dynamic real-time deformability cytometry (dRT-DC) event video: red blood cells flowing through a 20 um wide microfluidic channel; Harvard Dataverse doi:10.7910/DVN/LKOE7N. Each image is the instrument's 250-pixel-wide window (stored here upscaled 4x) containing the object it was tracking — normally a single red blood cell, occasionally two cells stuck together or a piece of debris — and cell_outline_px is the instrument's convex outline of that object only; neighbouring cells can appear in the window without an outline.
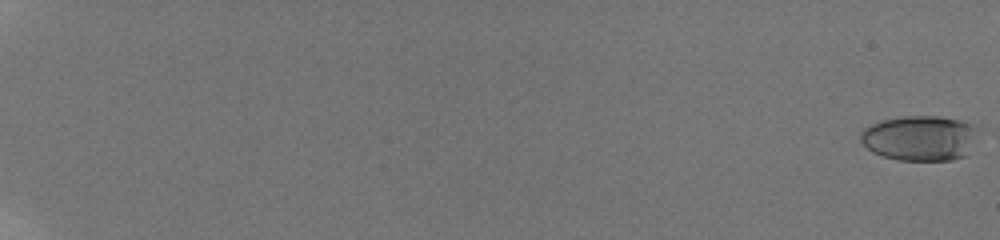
{"species": "human", "species_latin": "Homo sapiens", "temperature_condition": "room temperature", "stored_images_in_passage": 60, "camera_frame_rate_fps": 3000, "um_per_image_px": 0.085, "donor": {"sex": "male"}, "frame": {"image": 1, "passage_image": 1, "time_ms": 0.0, "image_size_px": [1000, 240], "cell_outline_px": [[980, 128], [964, 156], [952, 160], [896, 160], [872, 152], [860, 140], [860, 132], [864, 128], [872, 124], [884, 120], [900, 116], [940, 116], [960, 120], [972, 124]], "centroid_in_image_um": [78.18, 11.72], "position_along_channel_um": 6.8, "area_um2": 30.87}}
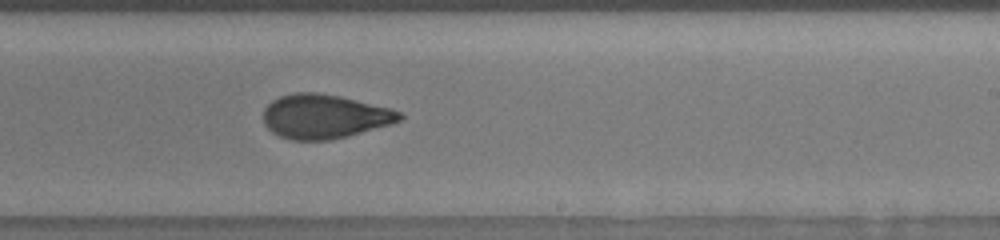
{"frame": {"image": 2, "passage_image": 42, "time_ms": 13.667, "image_size_px": [1000, 240], "cell_outline_px": [[404, 116], [400, 120], [392, 124], [348, 136], [332, 140], [292, 140], [280, 136], [272, 132], [264, 124], [264, 108], [272, 100], [280, 96], [296, 92], [316, 92], [340, 96], [392, 108], [400, 112]], "centroid_in_image_um": [27.59, 9.9], "position_along_channel_um": 261.4, "area_um2": 35.2}}
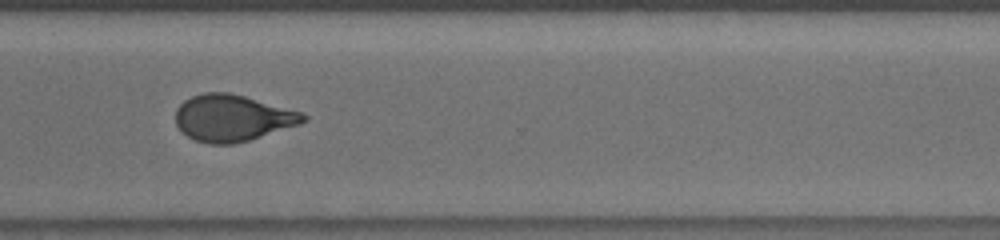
{"frame": {"image": 3, "passage_image": 49, "time_ms": 16.0, "image_size_px": [1000, 240], "cell_outline_px": [[308, 120], [300, 124], [248, 140], [232, 144], [212, 144], [196, 140], [188, 136], [176, 124], [176, 108], [184, 100], [192, 96], [204, 92], [228, 92], [244, 96], [300, 112], [308, 116]], "centroid_in_image_um": [19.74, 10.02], "position_along_channel_um": 350.9, "area_um2": 34.22}, "authors_computed_cell_mechanics": {"area_um2": 34.1598, "velocity_mm_per_s": 3.8436, "shape_relaxation_time_tau1_ms": 5.8137, "shape_relaxation_time_tau2_ms": 1.5789, "deformation_change_tau1": 0.1959, "deformation_change_tau2": 0.0782}}